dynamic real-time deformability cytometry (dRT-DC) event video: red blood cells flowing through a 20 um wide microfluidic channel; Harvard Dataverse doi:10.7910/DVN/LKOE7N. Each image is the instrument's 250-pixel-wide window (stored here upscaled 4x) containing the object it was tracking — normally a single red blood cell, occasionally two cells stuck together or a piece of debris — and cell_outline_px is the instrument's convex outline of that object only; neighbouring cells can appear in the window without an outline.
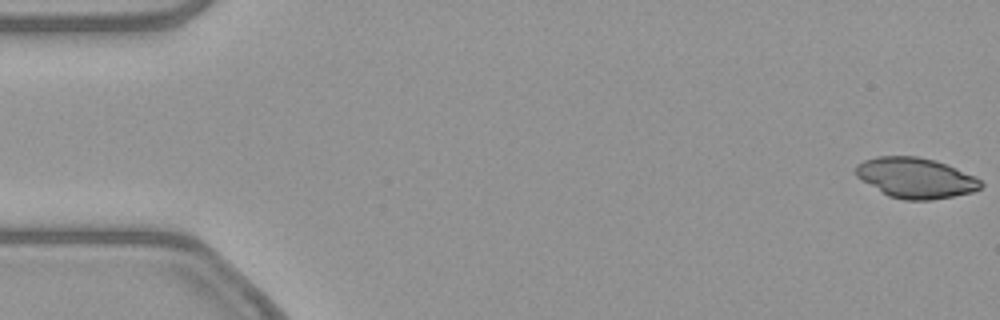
{"species": "common noctule bat (a hibernating species)", "species_latin": "Nyctalus noctula", "temperature_condition": "warm", "stored_images_in_passage": 53, "camera_frame_rate_fps": 3000, "um_per_image_px": 0.085, "animal": {"sex": "female", "body_mass_g": 21.9}, "frame": {"image": 1, "passage_image": 1, "time_ms": 0.0, "image_size_px": [1000, 320], "cell_outline_px": [[984, 184], [980, 188], [972, 192], [932, 200], [904, 200], [888, 196], [856, 176], [856, 164], [864, 160], [876, 156], [916, 156], [936, 160], [976, 176]], "centroid_in_image_um": [77.84, 15.11], "position_along_channel_um": 7.2, "area_um2": 29.42}}
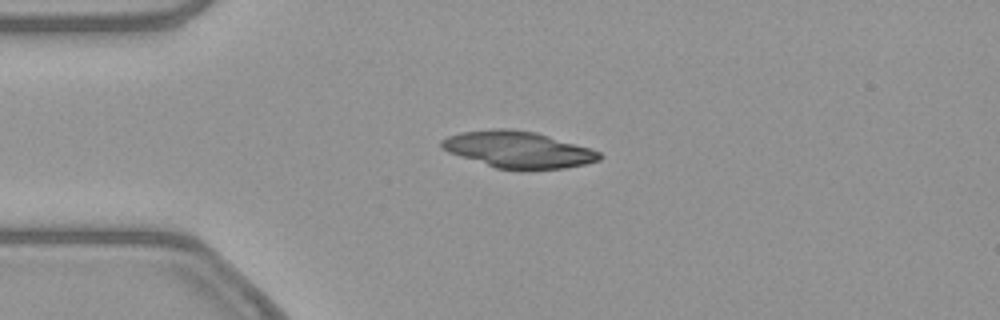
{"frame": {"image": 2, "passage_image": 13, "time_ms": 4.0, "image_size_px": [1000, 320], "cell_outline_px": [[604, 156], [600, 160], [584, 164], [564, 168], [496, 168], [448, 152], [440, 144], [440, 140], [448, 136], [460, 132], [492, 128], [508, 128], [536, 132], [588, 148], [600, 152]], "centroid_in_image_um": [44.01, 12.69], "position_along_channel_um": 41.0, "area_um2": 33.06}}